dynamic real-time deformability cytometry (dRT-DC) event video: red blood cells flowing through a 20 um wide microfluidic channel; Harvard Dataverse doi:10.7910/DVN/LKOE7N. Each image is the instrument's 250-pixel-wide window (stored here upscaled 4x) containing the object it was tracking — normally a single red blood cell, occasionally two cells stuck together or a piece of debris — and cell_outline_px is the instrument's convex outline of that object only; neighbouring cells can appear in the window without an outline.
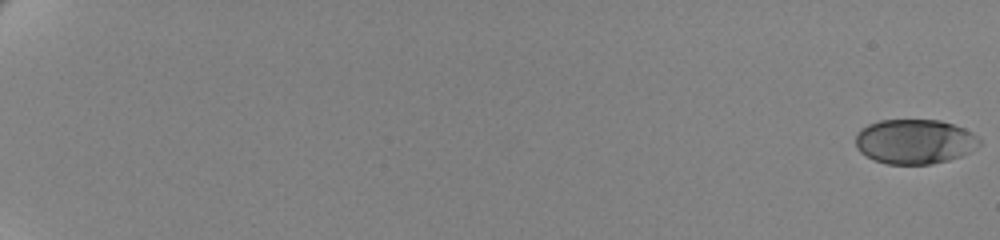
{"species": "human", "species_latin": "Homo sapiens", "temperature_condition": "cold", "stored_images_in_passage": 63, "camera_frame_rate_fps": 3000, "um_per_image_px": 0.085, "donor": {"sex": "female"}, "frame": {"image": 1, "passage_image": 1, "time_ms": 0.0, "image_size_px": [1000, 240], "cell_outline_px": [[980, 144], [968, 152], [960, 156], [948, 160], [932, 164], [888, 164], [876, 160], [860, 152], [856, 148], [856, 132], [860, 128], [868, 124], [880, 120], [940, 120], [964, 128], [972, 132], [980, 140]], "centroid_in_image_um": [77.72, 12.02], "position_along_channel_um": 7.3, "area_um2": 32.19}}
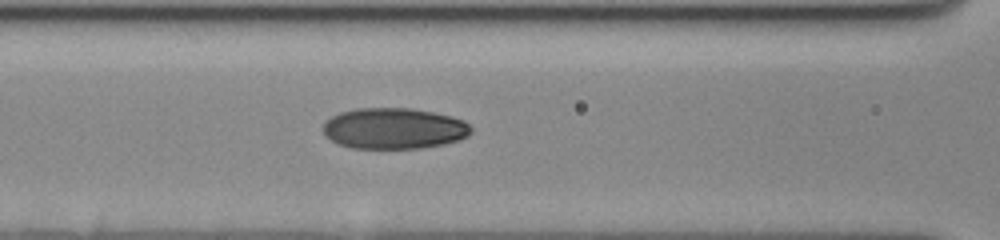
{"frame": {"image": 2, "passage_image": 32, "time_ms": 10.333, "image_size_px": [1000, 240], "cell_outline_px": [[472, 132], [468, 136], [460, 140], [444, 144], [420, 148], [352, 148], [340, 144], [324, 136], [324, 124], [332, 116], [340, 112], [356, 108], [408, 108], [432, 112], [452, 116], [464, 120], [472, 128]], "centroid_in_image_um": [33.52, 10.92], "position_along_channel_um": 133.1, "area_um2": 35.37}}
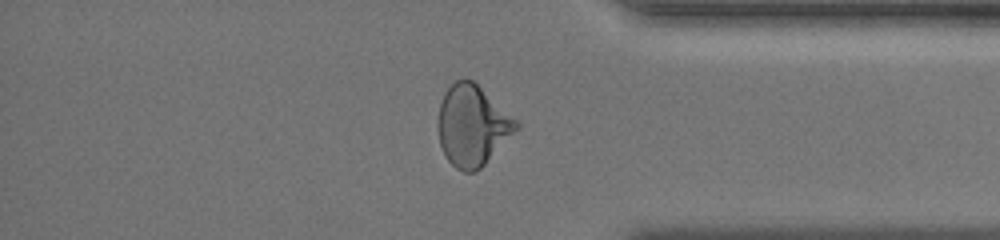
{"frame": {"image": 3, "passage_image": 55, "time_ms": 18.0, "image_size_px": [1000, 240], "cell_outline_px": [[520, 128], [476, 172], [464, 172], [456, 168], [448, 160], [440, 144], [436, 124], [440, 104], [444, 92], [456, 80], [472, 80], [516, 120], [520, 124]], "centroid_in_image_um": [40.13, 10.69], "position_along_channel_um": 395.1, "area_um2": 36.41}, "authors_computed_cell_mechanics": {"area_um2": 34.5066, "velocity_mm_per_s": 3.4862, "shape_relaxation_time_tau1_ms": 4.2857, "shape_relaxation_time_tau2_ms": 1.7762, "deformation_change_tau1": 0.1368, "deformation_change_tau2": 0.0597}}